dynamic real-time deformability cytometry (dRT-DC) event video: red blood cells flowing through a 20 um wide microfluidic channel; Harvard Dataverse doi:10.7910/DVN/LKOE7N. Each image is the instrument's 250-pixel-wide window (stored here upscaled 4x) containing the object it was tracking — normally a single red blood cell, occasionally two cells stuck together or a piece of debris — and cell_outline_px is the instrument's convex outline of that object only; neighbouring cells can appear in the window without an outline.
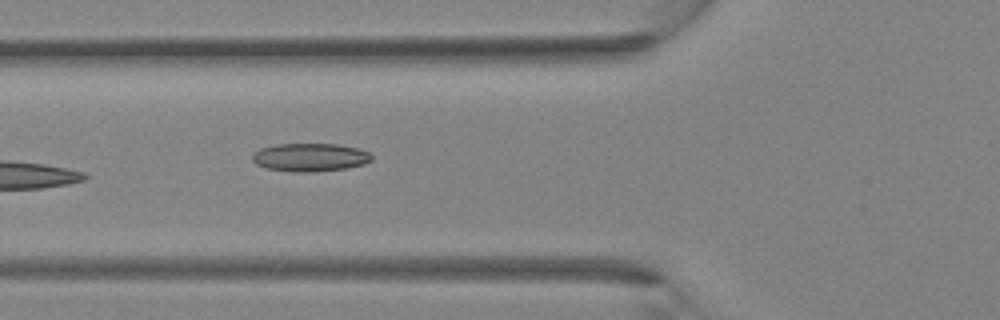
{"species": "Egyptian fruit bat (a non-hibernating species)", "species_latin": "Rousettus aegyptiacus", "temperature_condition": "room temperature", "stored_images_in_passage": 3, "camera_frame_rate_fps": 3000, "um_per_image_px": 0.085, "animal": {"sex": "female"}, "frame": {"image": 1, "passage_image": 3, "time_ms": 2.0, "image_size_px": [1000, 320], "cell_outline_px": [[372, 160], [364, 164], [344, 168], [312, 172], [292, 172], [264, 168], [256, 164], [252, 160], [252, 156], [260, 148], [276, 144], [336, 144], [356, 148], [368, 152], [372, 156]], "centroid_in_image_um": [26.32, 13.38], "position_along_channel_um": 99.5, "area_um2": 19.54}}